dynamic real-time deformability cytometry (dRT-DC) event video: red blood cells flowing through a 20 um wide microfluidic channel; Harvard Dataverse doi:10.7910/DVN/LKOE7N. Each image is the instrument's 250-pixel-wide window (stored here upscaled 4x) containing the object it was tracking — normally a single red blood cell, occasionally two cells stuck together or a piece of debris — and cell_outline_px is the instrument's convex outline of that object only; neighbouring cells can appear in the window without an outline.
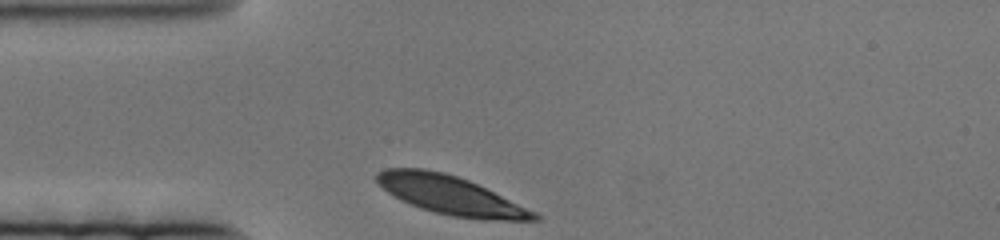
{"species": "human", "species_latin": "Homo sapiens", "temperature_condition": "cold", "stored_images_in_passage": 45, "camera_frame_rate_fps": 3000, "um_per_image_px": 0.085, "donor": {"sex": "female"}, "frame": {"image": 1, "passage_image": 1, "time_ms": 0.0, "image_size_px": [1000, 240], "cell_outline_px": [[544, 216], [540, 220], [484, 220], [452, 216], [420, 208], [388, 192], [376, 180], [376, 172], [384, 168], [424, 168], [444, 172], [468, 180], [536, 212]], "centroid_in_image_um": [38.33, 16.59], "position_along_channel_um": 46.7, "area_um2": 34.97}}
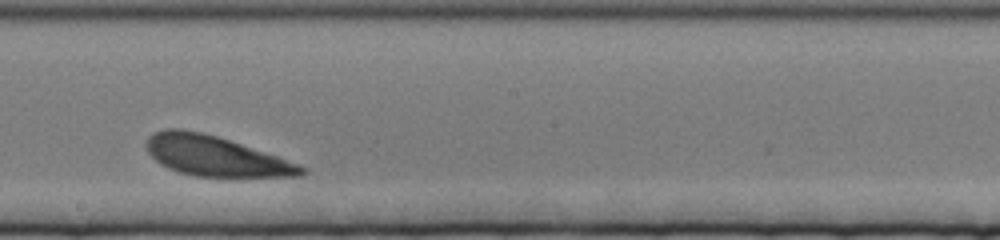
{"frame": {"image": 2, "passage_image": 26, "time_ms": 8.333, "image_size_px": [1000, 240], "cell_outline_px": [[308, 172], [304, 176], [196, 176], [180, 172], [168, 168], [160, 164], [148, 152], [144, 144], [148, 136], [164, 128], [180, 128], [200, 132], [216, 136], [300, 164], [308, 168]], "centroid_in_image_um": [18.29, 13.26], "position_along_channel_um": 229.9, "area_um2": 35.78}}
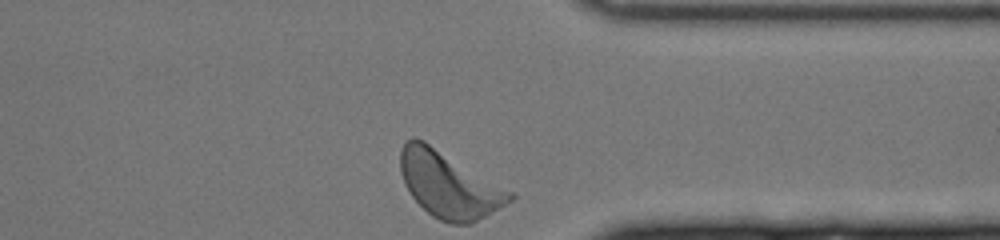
{"frame": {"image": 3, "passage_image": 45, "time_ms": 14.667, "image_size_px": [1000, 240], "cell_outline_px": [[516, 196], [512, 200], [472, 224], [448, 224], [432, 216], [412, 196], [404, 184], [400, 172], [400, 152], [404, 140], [412, 136], [424, 140], [516, 192]], "centroid_in_image_um": [38.18, 15.68], "position_along_channel_um": 373.2, "area_um2": 42.66}}